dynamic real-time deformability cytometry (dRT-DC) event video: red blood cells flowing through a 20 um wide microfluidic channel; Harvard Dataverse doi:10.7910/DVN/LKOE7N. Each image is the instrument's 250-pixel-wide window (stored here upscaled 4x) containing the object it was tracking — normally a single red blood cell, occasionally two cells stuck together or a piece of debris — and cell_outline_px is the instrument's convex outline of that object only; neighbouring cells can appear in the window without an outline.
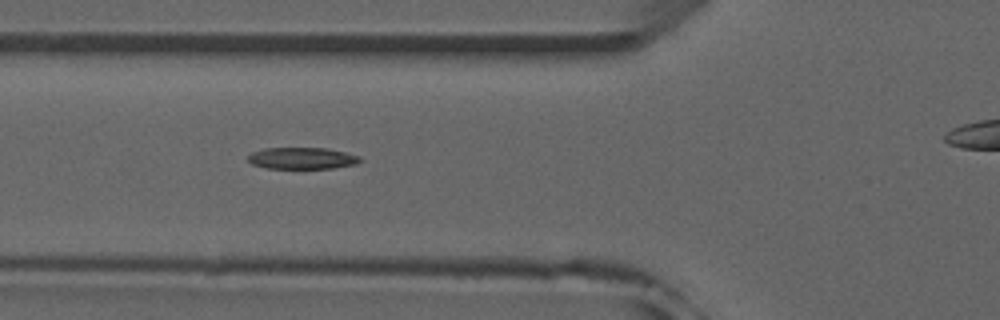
{"species": "common noctule bat (a hibernating species)", "species_latin": "Nyctalus noctula", "temperature_condition": "room temperature", "stored_images_in_passage": 31, "camera_frame_rate_fps": 3000, "um_per_image_px": 0.085, "animal": {"sex": "male", "forearm_length_mm": 52.5}, "frame": {"image": 1, "passage_image": 9, "time_ms": 2.667, "image_size_px": [1000, 320], "cell_outline_px": [[360, 160], [356, 164], [332, 168], [264, 168], [252, 164], [248, 160], [248, 156], [252, 152], [264, 148], [328, 148], [360, 156]], "centroid_in_image_um": [25.65, 13.45], "position_along_channel_um": 100.1, "area_um2": 14.05}}
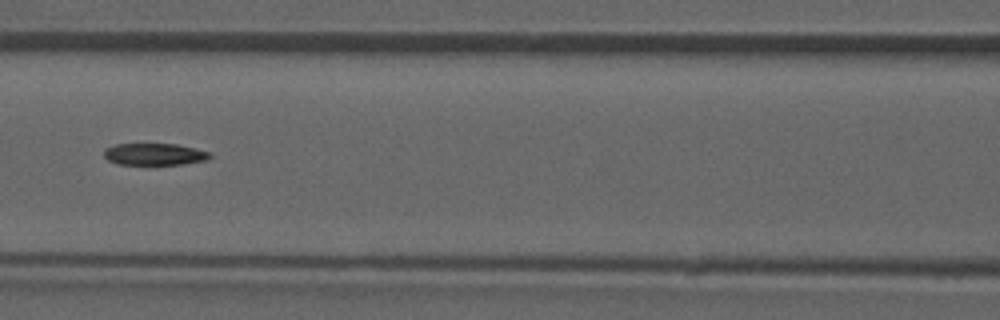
{"frame": {"image": 2, "passage_image": 13, "time_ms": 4.0, "image_size_px": [1000, 320], "cell_outline_px": [[212, 156], [208, 160], [184, 164], [116, 164], [108, 160], [104, 156], [104, 148], [116, 144], [176, 144], [208, 152]], "centroid_in_image_um": [13.1, 13.11], "position_along_channel_um": 153.5, "area_um2": 13.41}}